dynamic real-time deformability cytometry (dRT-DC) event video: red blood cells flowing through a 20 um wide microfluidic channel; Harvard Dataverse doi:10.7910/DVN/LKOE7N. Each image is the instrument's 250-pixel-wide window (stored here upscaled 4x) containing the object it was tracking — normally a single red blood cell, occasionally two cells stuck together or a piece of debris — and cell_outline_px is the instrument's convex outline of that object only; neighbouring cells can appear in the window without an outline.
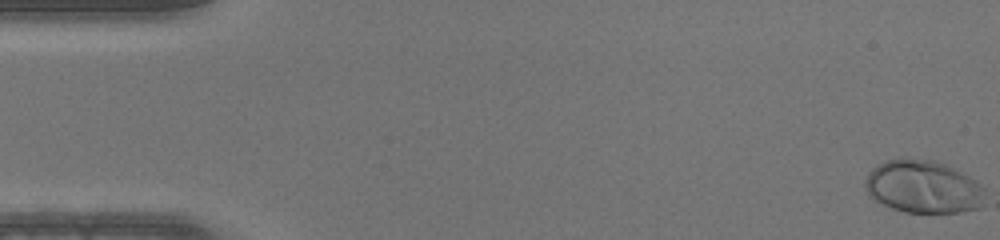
{"species": "human", "species_latin": "Homo sapiens", "temperature_condition": "warm", "stored_images_in_passage": 48, "camera_frame_rate_fps": 3000, "um_per_image_px": 0.085, "donor": {"sex": "male"}, "frame": {"image": 1, "passage_image": 1, "time_ms": 0.0, "image_size_px": [1000, 240], "cell_outline_px": [[984, 188], [980, 208], [960, 212], [904, 212], [892, 208], [868, 196], [864, 188], [864, 180], [868, 172], [872, 168], [888, 160], [908, 156], [936, 160], [948, 164], [976, 180]], "centroid_in_image_um": [78.44, 15.84], "position_along_channel_um": 6.6, "area_um2": 37.4}}
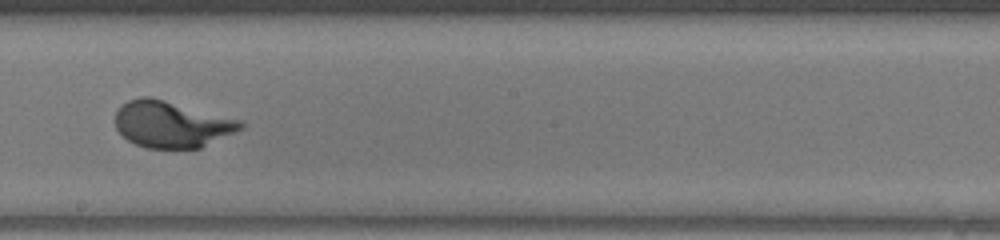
{"frame": {"image": 2, "passage_image": 27, "time_ms": 8.667, "image_size_px": [1000, 240], "cell_outline_px": [[248, 124], [244, 128], [236, 132], [200, 148], [148, 148], [136, 144], [128, 140], [116, 128], [116, 112], [120, 104], [128, 100], [140, 96], [152, 96], [244, 120]], "centroid_in_image_um": [14.64, 10.54], "position_along_channel_um": 233.6, "area_um2": 34.51}}
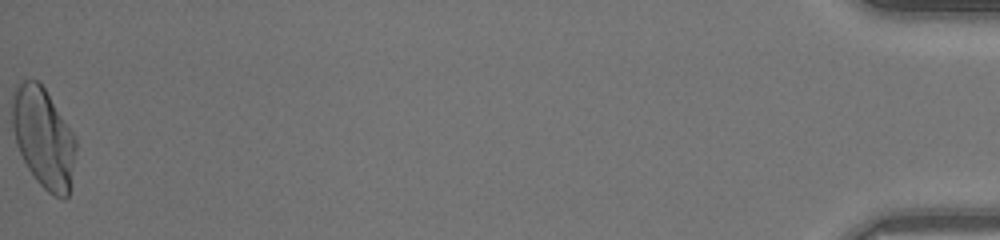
{"frame": {"image": 3, "passage_image": 48, "time_ms": 15.667, "image_size_px": [1000, 240], "cell_outline_px": [[76, 148], [68, 196], [64, 200], [48, 192], [36, 180], [28, 168], [16, 144], [12, 128], [12, 88], [16, 84], [24, 80], [36, 80], [44, 88], [72, 132], [76, 140]], "centroid_in_image_um": [3.66, 11.69], "position_along_channel_um": 431.5, "area_um2": 36.76}}